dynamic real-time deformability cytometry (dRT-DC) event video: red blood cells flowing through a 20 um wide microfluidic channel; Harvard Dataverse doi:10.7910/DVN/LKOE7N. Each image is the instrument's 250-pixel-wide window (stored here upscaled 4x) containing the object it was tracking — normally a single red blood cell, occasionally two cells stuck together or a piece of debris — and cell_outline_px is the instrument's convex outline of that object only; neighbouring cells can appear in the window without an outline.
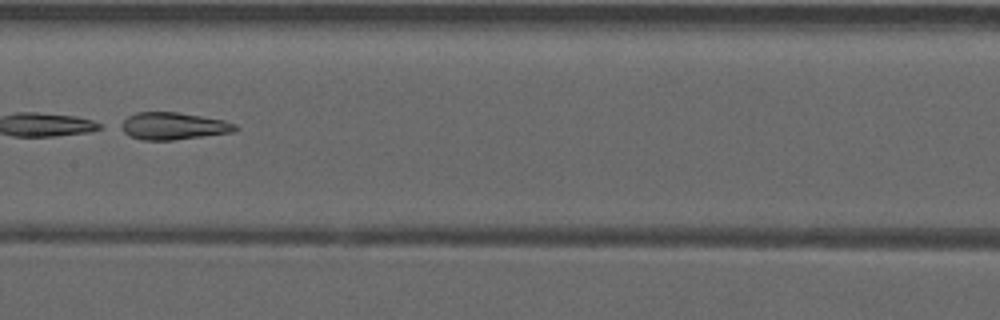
{"species": "common noctule bat (a hibernating species)", "species_latin": "Nyctalus noctula", "temperature_condition": "warm", "stored_images_in_passage": 49, "camera_frame_rate_fps": 3000, "um_per_image_px": 0.085, "animal": {"sex": "male", "forearm_length_mm": 52.5}, "frame": {"image": 1, "passage_image": 28, "time_ms": 9.0, "image_size_px": [1000, 320], "cell_outline_px": [[240, 128], [236, 132], [172, 140], [144, 140], [128, 136], [116, 128], [116, 124], [128, 116], [136, 112], [176, 112], [224, 120], [236, 124]], "centroid_in_image_um": [14.66, 10.72], "position_along_channel_um": 192.7, "area_um2": 18.55}}